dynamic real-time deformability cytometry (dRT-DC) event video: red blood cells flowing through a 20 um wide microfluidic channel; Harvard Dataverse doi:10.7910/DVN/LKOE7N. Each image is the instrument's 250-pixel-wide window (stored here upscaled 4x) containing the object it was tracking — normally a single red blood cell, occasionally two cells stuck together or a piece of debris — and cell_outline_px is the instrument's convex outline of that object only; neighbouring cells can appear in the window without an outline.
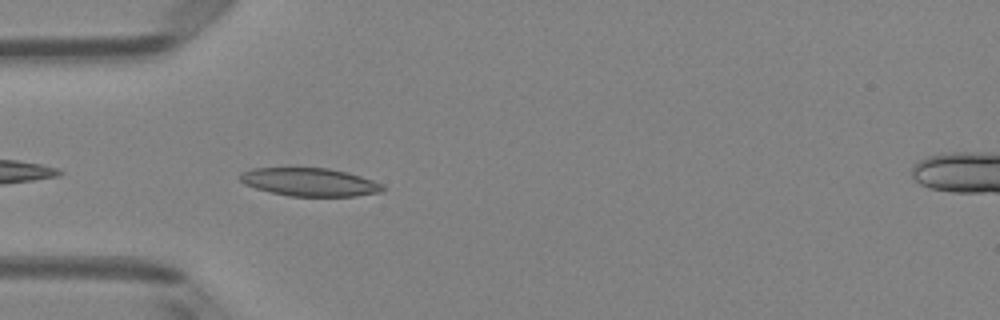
{"species": "Egyptian fruit bat (a non-hibernating species)", "species_latin": "Rousettus aegyptiacus", "temperature_condition": "room temperature", "stored_images_in_passage": 5, "camera_frame_rate_fps": 3000, "um_per_image_px": 0.085, "animal": {"sex": "female"}, "frame": {"image": 1, "passage_image": 2, "time_ms": 0.333, "image_size_px": [1000, 320], "cell_outline_px": [[384, 188], [380, 192], [356, 196], [288, 196], [256, 188], [244, 184], [240, 180], [240, 172], [252, 168], [328, 168], [348, 172], [384, 184]], "centroid_in_image_um": [26.32, 15.47], "position_along_channel_um": 58.7, "area_um2": 23.35}}